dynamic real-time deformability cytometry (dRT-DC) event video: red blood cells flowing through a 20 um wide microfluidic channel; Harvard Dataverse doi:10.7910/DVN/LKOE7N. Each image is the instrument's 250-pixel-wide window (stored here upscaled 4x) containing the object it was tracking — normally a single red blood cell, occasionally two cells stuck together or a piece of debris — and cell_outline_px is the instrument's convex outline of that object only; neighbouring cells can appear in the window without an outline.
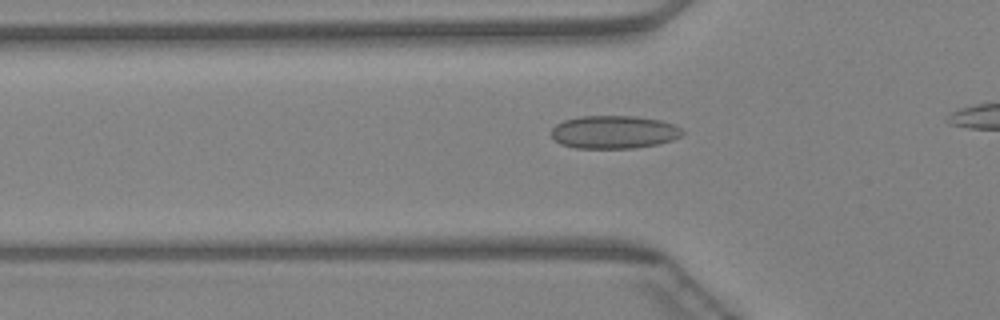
{"species": "Egyptian fruit bat (a non-hibernating species)", "species_latin": "Rousettus aegyptiacus", "temperature_condition": "warm", "stored_images_in_passage": 29, "camera_frame_rate_fps": 3000, "um_per_image_px": 0.085, "animal": {"sex": "female"}, "frame": {"image": 1, "passage_image": 7, "time_ms": 2.0, "image_size_px": [1000, 320], "cell_outline_px": [[684, 132], [680, 136], [672, 140], [656, 144], [636, 148], [576, 148], [560, 144], [552, 136], [552, 128], [556, 124], [564, 120], [580, 116], [636, 116], [660, 120], [672, 124], [680, 128]], "centroid_in_image_um": [52.17, 11.22], "position_along_channel_um": 73.6, "area_um2": 25.14}}
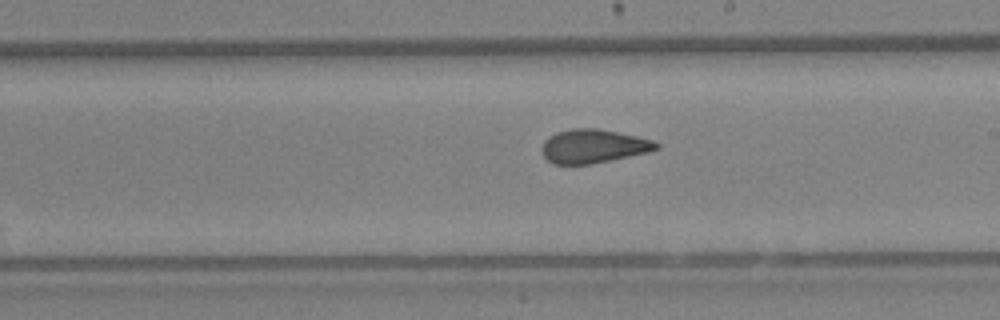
{"frame": {"image": 2, "passage_image": 18, "time_ms": 5.667, "image_size_px": [1000, 320], "cell_outline_px": [[660, 148], [648, 152], [592, 164], [552, 164], [544, 156], [544, 140], [548, 136], [556, 132], [572, 128], [596, 128], [636, 136], [652, 140], [660, 144]], "centroid_in_image_um": [50.44, 12.42], "position_along_channel_um": 238.6, "area_um2": 22.31}}
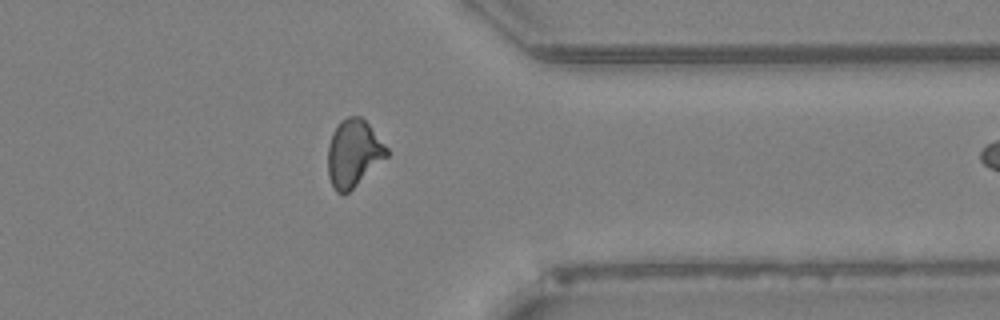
{"frame": {"image": 3, "passage_image": 28, "time_ms": 9.0, "image_size_px": [1000, 320], "cell_outline_px": [[388, 156], [344, 196], [336, 192], [328, 176], [328, 144], [332, 132], [340, 120], [348, 116], [360, 116], [368, 124], [388, 148]], "centroid_in_image_um": [30.03, 13.03], "position_along_channel_um": 381.4, "area_um2": 23.06}}